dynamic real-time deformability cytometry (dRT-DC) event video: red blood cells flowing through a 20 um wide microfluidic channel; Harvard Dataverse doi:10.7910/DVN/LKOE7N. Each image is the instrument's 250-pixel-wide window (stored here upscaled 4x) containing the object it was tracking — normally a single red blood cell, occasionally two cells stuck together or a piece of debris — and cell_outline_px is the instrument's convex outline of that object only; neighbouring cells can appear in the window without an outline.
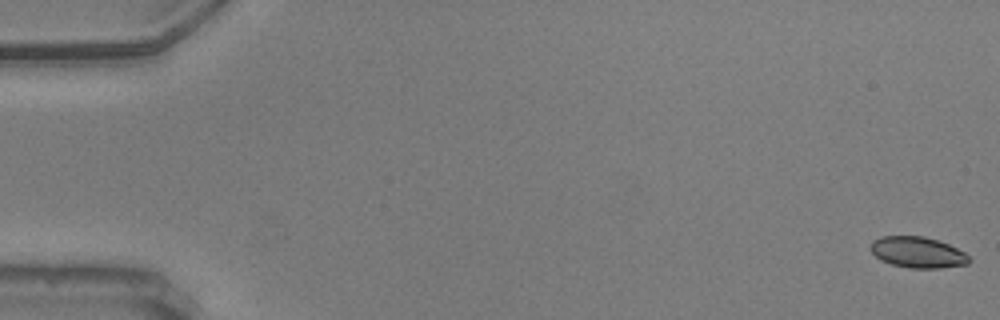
{"species": "common noctule bat (a hibernating species)", "species_latin": "Nyctalus noctula", "temperature_condition": "warm", "stored_images_in_passage": 57, "camera_frame_rate_fps": 3000, "um_per_image_px": 0.085, "animal": {"sex": "male", "body_mass_g": 20.5, "forearm_length_mm": 52.5}, "frame": {"image": 1, "passage_image": 1, "time_ms": 0.0, "image_size_px": [1000, 320], "cell_outline_px": [[972, 260], [968, 264], [940, 268], [908, 268], [892, 264], [880, 260], [868, 248], [872, 240], [880, 236], [924, 236], [948, 244], [964, 252]], "centroid_in_image_um": [77.97, 21.45], "position_along_channel_um": 7.0, "area_um2": 17.92}}
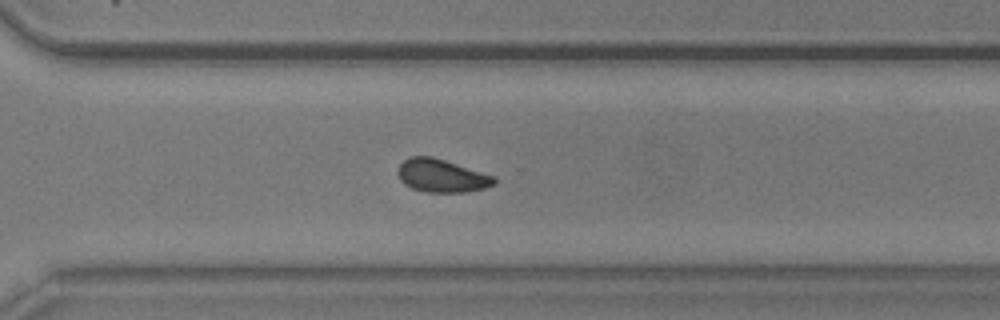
{"frame": {"image": 2, "passage_image": 41, "time_ms": 13.333, "image_size_px": [1000, 320], "cell_outline_px": [[496, 184], [484, 188], [464, 192], [428, 192], [412, 188], [404, 184], [400, 180], [396, 172], [400, 164], [404, 160], [412, 156], [432, 156], [496, 176]], "centroid_in_image_um": [37.54, 14.93], "position_along_channel_um": 333.1, "area_um2": 18.61}}
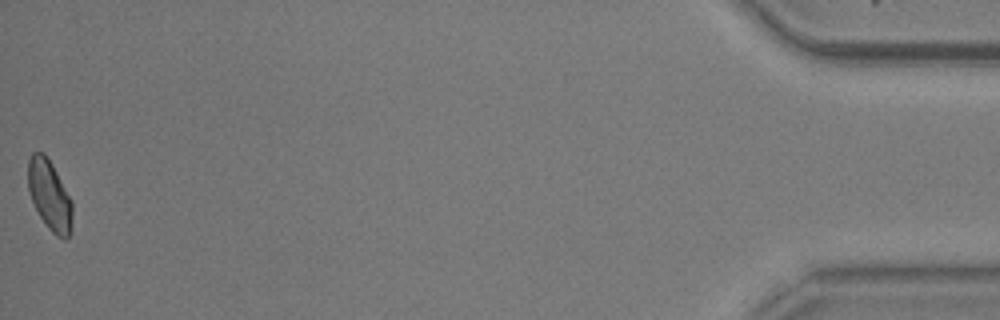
{"frame": {"image": 3, "passage_image": 57, "time_ms": 18.667, "image_size_px": [1000, 320], "cell_outline_px": [[72, 232], [64, 240], [56, 236], [48, 228], [40, 216], [32, 200], [28, 188], [28, 160], [32, 152], [44, 152], [52, 164], [72, 200]], "centroid_in_image_um": [4.23, 16.61], "position_along_channel_um": 431.0, "area_um2": 18.15}, "authors_computed_cell_mechanics": {"area_um2": 18.6694, "velocity_mm_per_s": 3.6082, "shape_relaxation_time_tau1_ms": 4.1014, "shape_relaxation_time_tau2_ms": 1.7844, "deformation_change_tau1": 0.0956, "deformation_change_tau2": 0.0496}}